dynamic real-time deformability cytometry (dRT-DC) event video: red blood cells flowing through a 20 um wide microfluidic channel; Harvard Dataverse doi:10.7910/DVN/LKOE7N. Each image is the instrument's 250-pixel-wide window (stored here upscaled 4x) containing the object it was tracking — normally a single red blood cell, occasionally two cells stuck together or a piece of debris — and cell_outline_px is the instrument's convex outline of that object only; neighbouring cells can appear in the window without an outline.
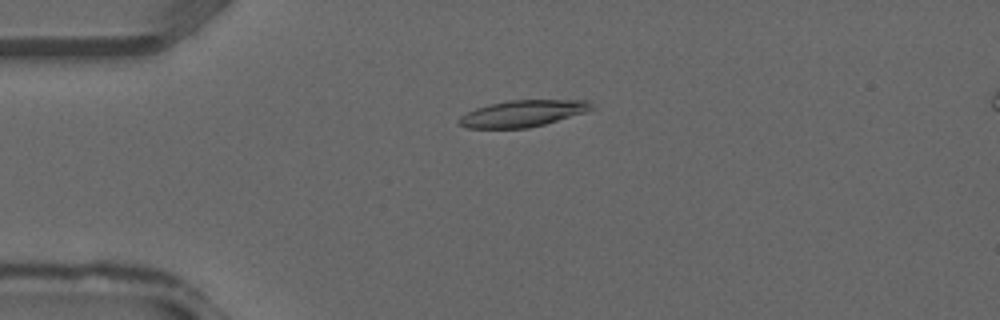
{"species": "common noctule bat (a hibernating species)", "species_latin": "Nyctalus noctula", "temperature_condition": "warm", "stored_images_in_passage": 36, "camera_frame_rate_fps": 3000, "um_per_image_px": 0.085, "animal": {"sex": "male", "forearm_length_mm": 52.5}, "frame": {"image": 1, "passage_image": 8, "time_ms": 2.333, "image_size_px": [1000, 320], "cell_outline_px": [[596, 108], [584, 112], [544, 124], [528, 128], [468, 128], [460, 124], [456, 120], [460, 116], [476, 108], [488, 104], [508, 100], [592, 100]], "centroid_in_image_um": [44.45, 9.63], "position_along_channel_um": 40.6, "area_um2": 20.52}}
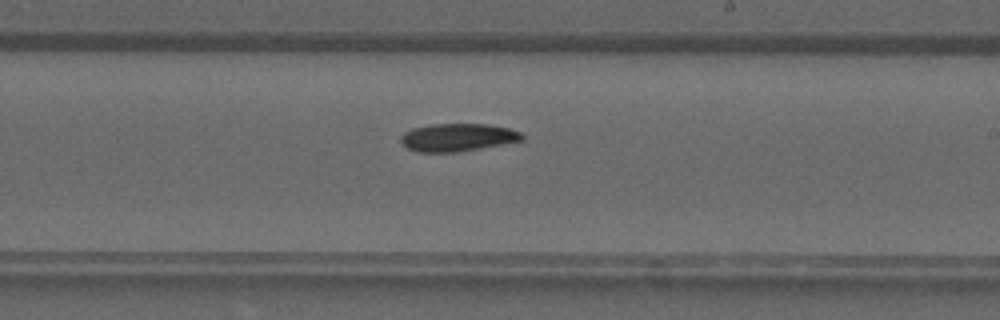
{"frame": {"image": 2, "passage_image": 21, "time_ms": 6.667, "image_size_px": [1000, 320], "cell_outline_px": [[524, 140], [480, 148], [456, 152], [416, 152], [408, 148], [400, 140], [400, 136], [404, 132], [412, 128], [432, 124], [488, 124], [508, 128], [520, 132], [524, 136]], "centroid_in_image_um": [38.88, 11.67], "position_along_channel_um": 250.1, "area_um2": 19.59}}
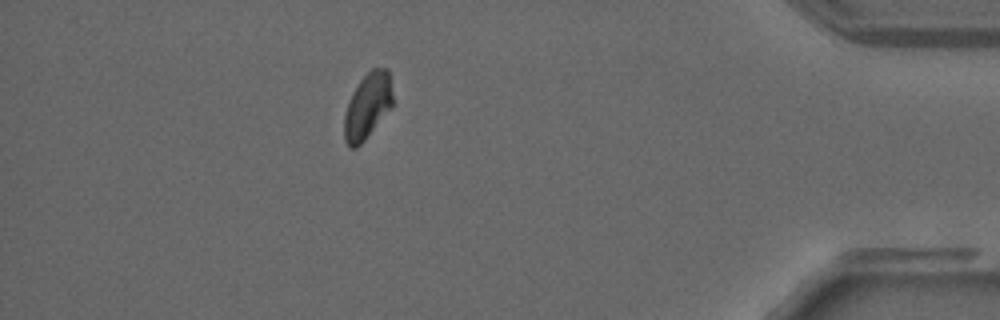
{"frame": {"image": 3, "passage_image": 32, "time_ms": 10.333, "image_size_px": [1000, 320], "cell_outline_px": [[392, 108], [364, 140], [356, 148], [348, 148], [344, 140], [344, 116], [348, 100], [352, 92], [360, 80], [372, 68], [388, 68], [392, 92]], "centroid_in_image_um": [31.22, 9.02], "position_along_channel_um": 404.0, "area_um2": 18.67}}